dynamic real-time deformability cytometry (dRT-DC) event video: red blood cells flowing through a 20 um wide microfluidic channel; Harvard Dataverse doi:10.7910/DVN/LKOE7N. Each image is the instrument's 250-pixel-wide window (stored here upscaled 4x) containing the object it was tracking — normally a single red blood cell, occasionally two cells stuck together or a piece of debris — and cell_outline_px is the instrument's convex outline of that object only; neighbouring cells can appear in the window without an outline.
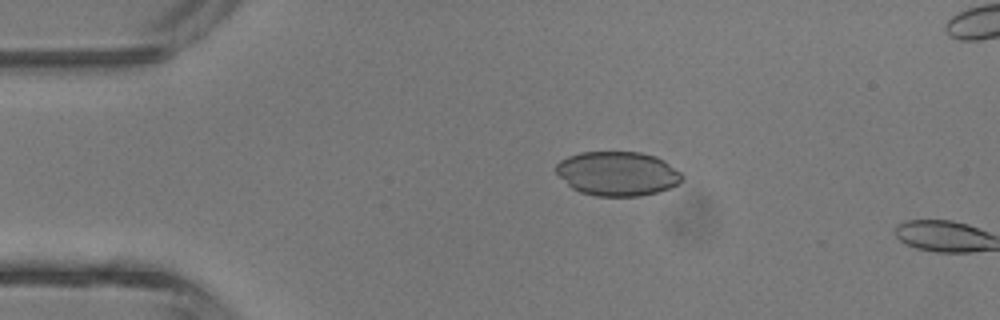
{"species": "common noctule bat (a hibernating species)", "species_latin": "Nyctalus noctula", "temperature_condition": "room temperature", "stored_images_in_passage": 4, "camera_frame_rate_fps": 3000, "um_per_image_px": 0.085, "animal": {"sex": "male", "body_mass_g": 13.3}, "frame": {"image": 1, "passage_image": 3, "time_ms": 2.667, "image_size_px": [1000, 320], "cell_outline_px": [[684, 176], [676, 184], [668, 188], [656, 192], [640, 196], [596, 196], [580, 192], [572, 188], [556, 172], [556, 164], [560, 160], [568, 156], [580, 152], [640, 152], [656, 156], [664, 160], [680, 172]], "centroid_in_image_um": [52.47, 14.75], "position_along_channel_um": 32.5, "area_um2": 32.37}}